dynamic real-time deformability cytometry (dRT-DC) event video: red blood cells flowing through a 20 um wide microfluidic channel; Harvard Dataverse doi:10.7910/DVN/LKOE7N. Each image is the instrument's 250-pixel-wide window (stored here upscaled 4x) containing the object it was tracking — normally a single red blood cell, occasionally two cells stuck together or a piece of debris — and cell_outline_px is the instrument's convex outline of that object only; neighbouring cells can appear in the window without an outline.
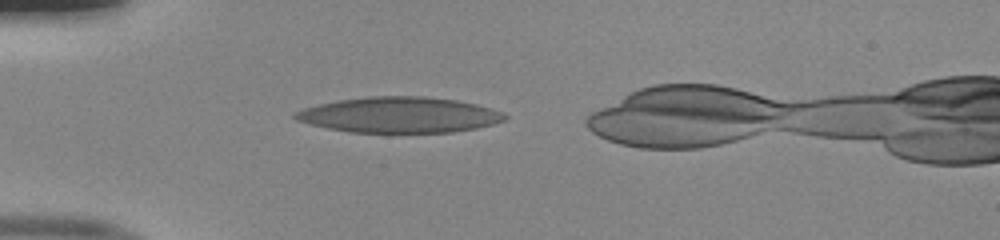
{"species": "human", "species_latin": "Homo sapiens", "temperature_condition": "room temperature", "stored_images_in_passage": 33, "camera_frame_rate_fps": 3000, "um_per_image_px": 0.085, "donor": {"sex": "male"}, "frame": {"image": 1, "passage_image": 1, "time_ms": 0.0, "image_size_px": [1000, 240], "cell_outline_px": [[508, 116], [504, 120], [492, 124], [476, 128], [452, 132], [348, 132], [328, 128], [296, 120], [292, 116], [296, 112], [304, 108], [320, 104], [340, 100], [368, 96], [424, 96], [456, 100], [476, 104], [504, 112]], "centroid_in_image_um": [33.97, 9.76], "position_along_channel_um": 51.0, "area_um2": 43.29}}
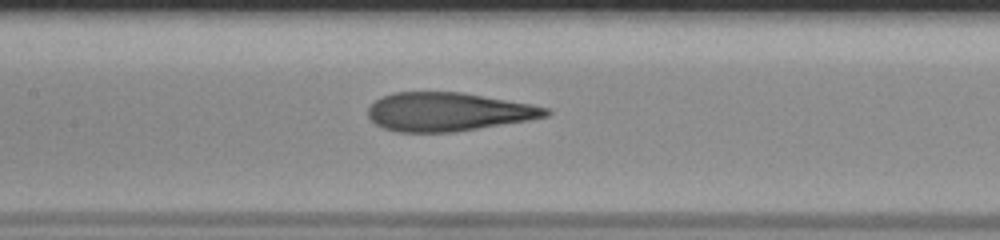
{"frame": {"image": 2, "passage_image": 11, "time_ms": 3.333, "image_size_px": [1000, 240], "cell_outline_px": [[552, 112], [548, 116], [528, 120], [456, 132], [396, 132], [384, 128], [376, 124], [368, 116], [368, 108], [380, 96], [392, 92], [460, 92], [532, 104], [548, 108]], "centroid_in_image_um": [38.08, 9.5], "position_along_channel_um": 169.3, "area_um2": 40.0}}
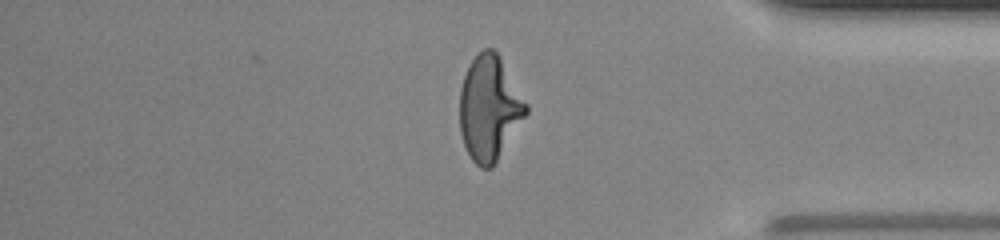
{"frame": {"image": 3, "passage_image": 29, "time_ms": 9.333, "image_size_px": [1000, 240], "cell_outline_px": [[528, 112], [492, 168], [480, 168], [472, 160], [464, 144], [460, 132], [460, 88], [464, 76], [472, 60], [484, 48], [492, 48], [496, 52], [528, 104]], "centroid_in_image_um": [41.59, 9.22], "position_along_channel_um": 393.6, "area_um2": 40.0}, "authors_computed_cell_mechanics": {"area_um2": 40.46, "velocity_mm_per_s": 4.0471, "shape_relaxation_time_tau1_ms": 8.1842, "shape_relaxation_time_tau2_ms": 1.1159, "deformation_change_tau1": 0.2918, "deformation_change_tau2": 0.107}}